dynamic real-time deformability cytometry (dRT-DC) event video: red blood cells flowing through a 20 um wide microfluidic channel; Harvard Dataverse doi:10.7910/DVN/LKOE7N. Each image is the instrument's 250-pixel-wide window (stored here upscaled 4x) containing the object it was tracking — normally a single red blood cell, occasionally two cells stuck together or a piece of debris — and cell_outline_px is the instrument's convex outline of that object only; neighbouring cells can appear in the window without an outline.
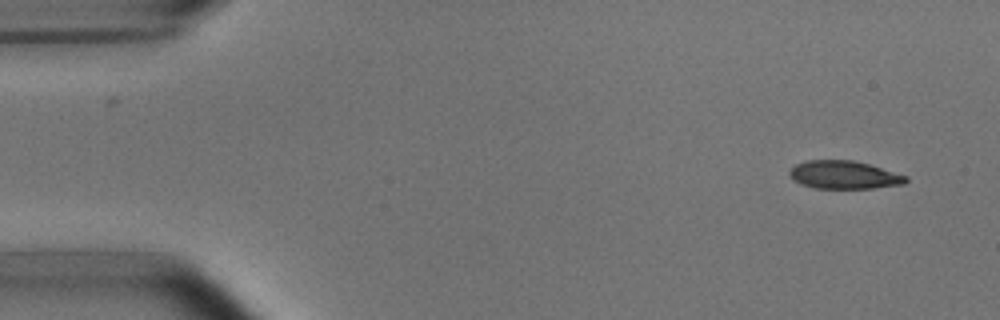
{"species": "common noctule bat (a hibernating species)", "species_latin": "Nyctalus noctula", "temperature_condition": "room temperature", "stored_images_in_passage": 4, "segment_of_instrument_passage": [1, 2], "camera_frame_rate_fps": 3000, "um_per_image_px": 0.085, "animal": {"sex": "male", "body_mass_g": 15.6}, "frame": {"image": 1, "passage_image": 1, "time_ms": 0.0, "image_size_px": [1000, 320], "cell_outline_px": [[908, 180], [904, 184], [872, 188], [816, 188], [800, 184], [788, 176], [788, 172], [796, 164], [808, 160], [852, 160], [868, 164], [908, 176]], "centroid_in_image_um": [71.73, 14.86], "position_along_channel_um": 13.3, "area_um2": 18.96}}